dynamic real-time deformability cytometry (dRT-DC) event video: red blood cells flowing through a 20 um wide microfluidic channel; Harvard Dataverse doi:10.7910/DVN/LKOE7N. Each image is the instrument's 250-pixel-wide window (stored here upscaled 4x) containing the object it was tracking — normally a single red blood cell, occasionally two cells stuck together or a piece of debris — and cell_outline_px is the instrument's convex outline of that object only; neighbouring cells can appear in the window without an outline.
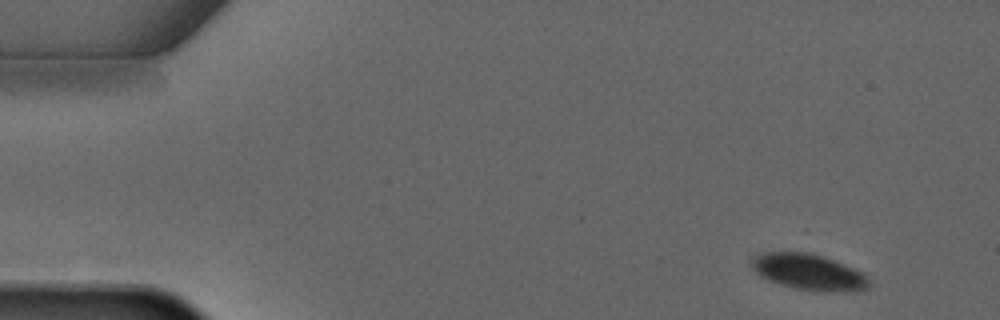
{"species": "common noctule bat (a hibernating species)", "species_latin": "Nyctalus noctula", "temperature_condition": "warm", "stored_images_in_passage": 5, "camera_frame_rate_fps": 3000, "um_per_image_px": 0.085, "animal": {"sex": "male", "forearm_length_mm": 52.5}, "frame": {"image": 1, "passage_image": 1, "time_ms": 0.0, "image_size_px": [1000, 320], "cell_outline_px": [[868, 288], [796, 288], [768, 280], [760, 276], [752, 268], [748, 260], [752, 256], [764, 252], [812, 252], [824, 256], [864, 272], [868, 280]], "centroid_in_image_um": [68.59, 23.01], "position_along_channel_um": 16.4, "area_um2": 23.52}}
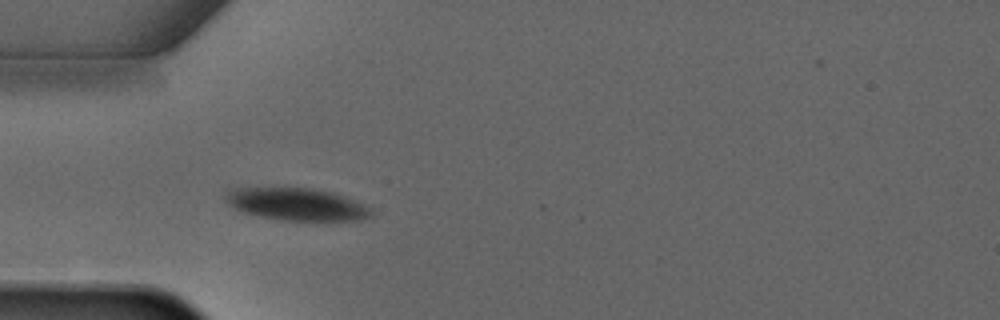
{"frame": {"image": 2, "passage_image": 4, "time_ms": 3.333, "image_size_px": [1000, 320], "cell_outline_px": [[372, 216], [360, 220], [280, 220], [244, 212], [228, 204], [224, 200], [224, 196], [232, 188], [308, 188], [332, 192], [372, 208]], "centroid_in_image_um": [25.21, 17.36], "position_along_channel_um": 59.8, "area_um2": 27.05}}